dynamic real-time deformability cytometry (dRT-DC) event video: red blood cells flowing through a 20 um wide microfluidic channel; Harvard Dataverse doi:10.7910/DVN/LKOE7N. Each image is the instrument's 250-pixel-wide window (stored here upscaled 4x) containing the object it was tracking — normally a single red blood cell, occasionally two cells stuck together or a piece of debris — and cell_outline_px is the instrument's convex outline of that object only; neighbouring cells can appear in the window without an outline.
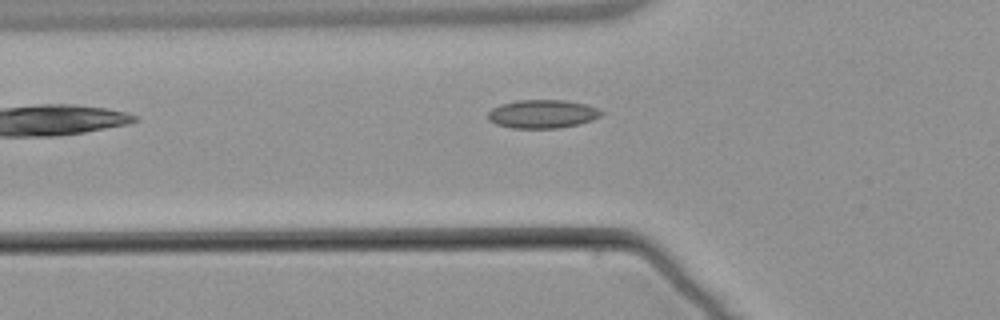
{"species": "common noctule bat (a hibernating species)", "species_latin": "Nyctalus noctula", "temperature_condition": "warm", "stored_images_in_passage": 4, "camera_frame_rate_fps": 3000, "um_per_image_px": 0.085, "animal": {"sex": "male", "body_mass_g": 21.5, "forearm_length_mm": 52.0}, "frame": {"image": 1, "passage_image": 4, "time_ms": 4.667, "image_size_px": [1000, 320], "cell_outline_px": [[604, 112], [600, 116], [592, 120], [560, 128], [512, 128], [496, 124], [488, 120], [488, 112], [492, 108], [500, 104], [516, 100], [564, 100], [588, 104]], "centroid_in_image_um": [46.09, 9.68], "position_along_channel_um": 79.7, "area_um2": 18.84}}